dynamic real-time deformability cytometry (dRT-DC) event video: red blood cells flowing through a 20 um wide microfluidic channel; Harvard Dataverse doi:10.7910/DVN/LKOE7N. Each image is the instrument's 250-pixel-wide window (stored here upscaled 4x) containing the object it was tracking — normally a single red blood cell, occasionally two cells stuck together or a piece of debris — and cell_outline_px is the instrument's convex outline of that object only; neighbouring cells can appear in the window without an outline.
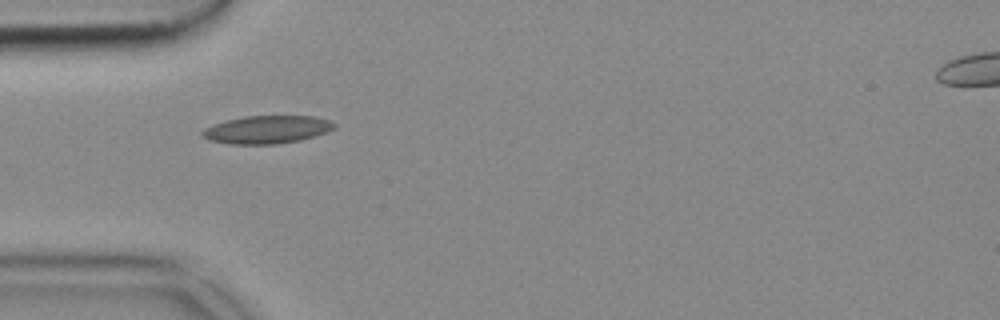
{"species": "common noctule bat (a hibernating species)", "species_latin": "Nyctalus noctula", "temperature_condition": "cold", "stored_images_in_passage": 8, "camera_frame_rate_fps": 3000, "um_per_image_px": 0.085, "animal": {"sex": "female", "body_mass_g": 18.4}, "frame": {"image": 1, "passage_image": 1, "time_ms": 0.0, "image_size_px": [1000, 320], "cell_outline_px": [[336, 128], [316, 136], [300, 140], [276, 144], [232, 144], [208, 140], [200, 136], [200, 132], [204, 128], [212, 124], [244, 116], [312, 116], [328, 120], [336, 124]], "centroid_in_image_um": [22.66, 11.02], "position_along_channel_um": 62.3, "area_um2": 21.56}}
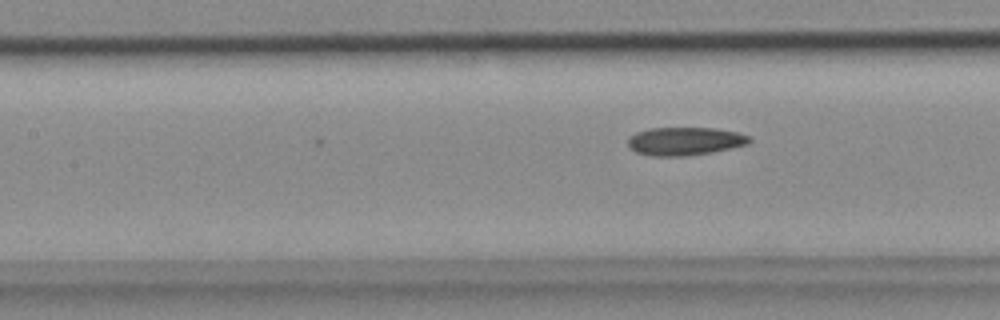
{"frame": {"image": 2, "passage_image": 8, "time_ms": 2.333, "image_size_px": [1000, 320], "cell_outline_px": [[752, 140], [748, 144], [712, 152], [684, 156], [652, 156], [636, 152], [628, 148], [628, 136], [636, 132], [648, 128], [716, 128], [736, 132], [748, 136]], "centroid_in_image_um": [58.16, 12.0], "position_along_channel_um": 149.2, "area_um2": 20.0}}